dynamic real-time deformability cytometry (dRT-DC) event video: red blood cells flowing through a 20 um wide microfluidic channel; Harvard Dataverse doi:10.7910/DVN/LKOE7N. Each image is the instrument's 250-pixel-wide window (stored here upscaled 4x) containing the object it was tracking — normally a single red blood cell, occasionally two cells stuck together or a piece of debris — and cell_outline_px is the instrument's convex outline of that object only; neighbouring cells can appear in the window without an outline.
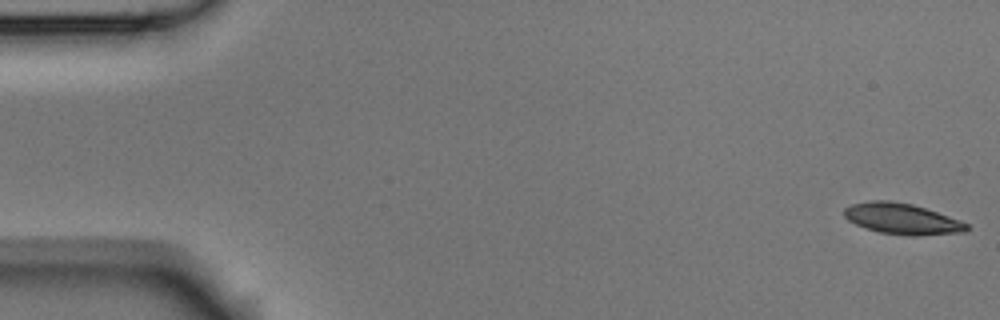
{"species": "Egyptian fruit bat (a non-hibernating species)", "species_latin": "Rousettus aegyptiacus", "temperature_condition": "room temperature", "stored_images_in_passage": 5, "camera_frame_rate_fps": 3000, "um_per_image_px": 0.085, "animal": {"sex": "male"}, "frame": {"image": 1, "passage_image": 1, "time_ms": 0.0, "image_size_px": [1000, 320], "cell_outline_px": [[968, 228], [964, 232], [916, 236], [912, 236], [880, 232], [864, 228], [848, 220], [844, 216], [844, 208], [852, 204], [872, 200], [888, 200], [912, 204], [960, 220], [968, 224]], "centroid_in_image_um": [76.65, 18.6], "position_along_channel_um": 8.3, "area_um2": 21.91}}
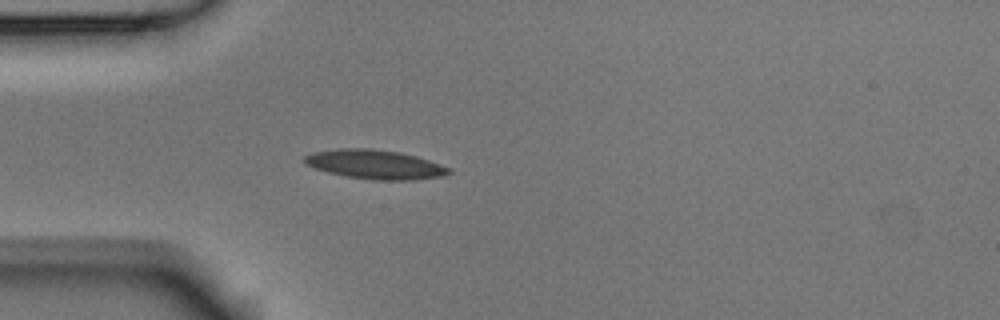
{"frame": {"image": 2, "passage_image": 5, "time_ms": 1.333, "image_size_px": [1000, 320], "cell_outline_px": [[452, 172], [440, 176], [412, 180], [372, 180], [348, 176], [328, 172], [304, 164], [304, 156], [312, 152], [336, 148], [372, 148], [400, 152], [416, 156], [452, 168]], "centroid_in_image_um": [31.86, 13.96], "position_along_channel_um": 53.1, "area_um2": 24.57}}